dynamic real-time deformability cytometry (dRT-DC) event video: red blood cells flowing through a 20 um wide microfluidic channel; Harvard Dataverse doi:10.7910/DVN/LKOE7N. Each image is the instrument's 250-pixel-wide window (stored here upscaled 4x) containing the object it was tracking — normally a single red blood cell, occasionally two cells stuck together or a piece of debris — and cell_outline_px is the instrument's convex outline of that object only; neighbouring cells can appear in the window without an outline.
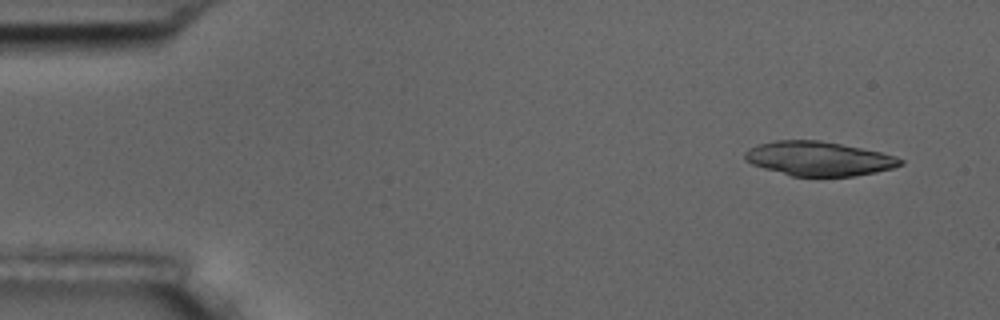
{"species": "common noctule bat (a hibernating species)", "species_latin": "Nyctalus noctula", "temperature_condition": "room temperature", "stored_images_in_passage": 4, "camera_frame_rate_fps": 3000, "um_per_image_px": 0.085, "animal": {"sex": "male", "body_mass_g": 17.5, "forearm_length_mm": 52.3}, "frame": {"image": 1, "passage_image": 1, "time_ms": 0.0, "image_size_px": [1000, 320], "cell_outline_px": [[904, 164], [892, 168], [876, 172], [856, 176], [792, 176], [764, 168], [752, 164], [744, 160], [744, 152], [748, 148], [756, 144], [776, 140], [820, 140], [880, 152], [896, 156], [904, 160]], "centroid_in_image_um": [69.57, 13.48], "position_along_channel_um": 15.4, "area_um2": 31.1}}